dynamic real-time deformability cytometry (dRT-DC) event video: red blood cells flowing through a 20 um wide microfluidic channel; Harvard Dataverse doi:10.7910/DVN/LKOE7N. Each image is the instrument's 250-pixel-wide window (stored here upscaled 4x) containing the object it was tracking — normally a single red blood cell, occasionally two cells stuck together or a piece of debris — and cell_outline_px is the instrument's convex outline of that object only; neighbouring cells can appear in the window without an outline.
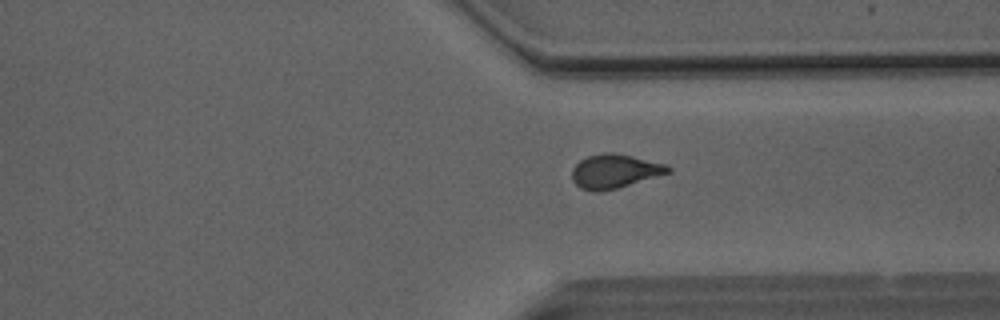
{"species": "Egyptian fruit bat (a non-hibernating species)", "species_latin": "Rousettus aegyptiacus", "temperature_condition": "room temperature", "stored_images_in_passage": 39, "camera_frame_rate_fps": 3000, "um_per_image_px": 0.085, "animal": {"sex": "male"}, "frame": {"image": 1, "passage_image": 27, "time_ms": 8.667, "image_size_px": [1000, 320], "cell_outline_px": [[672, 172], [616, 188], [596, 192], [580, 188], [572, 180], [572, 168], [580, 160], [588, 156], [600, 152], [608, 152], [632, 156], [668, 164], [672, 168]], "centroid_in_image_um": [52.26, 14.54], "position_along_channel_um": 359.1, "area_um2": 19.02}}
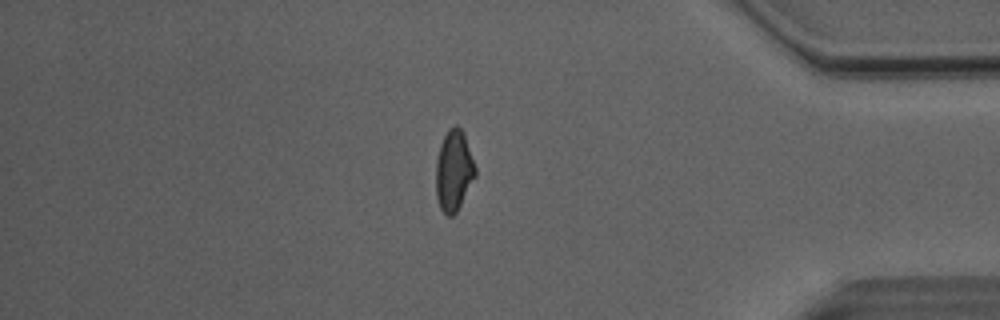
{"frame": {"image": 2, "passage_image": 32, "time_ms": 10.333, "image_size_px": [1000, 320], "cell_outline_px": [[476, 176], [456, 212], [452, 216], [448, 216], [440, 208], [436, 196], [436, 160], [440, 144], [448, 128], [456, 124], [464, 132], [476, 168]], "centroid_in_image_um": [38.57, 14.48], "position_along_channel_um": 396.6, "area_um2": 18.61}}
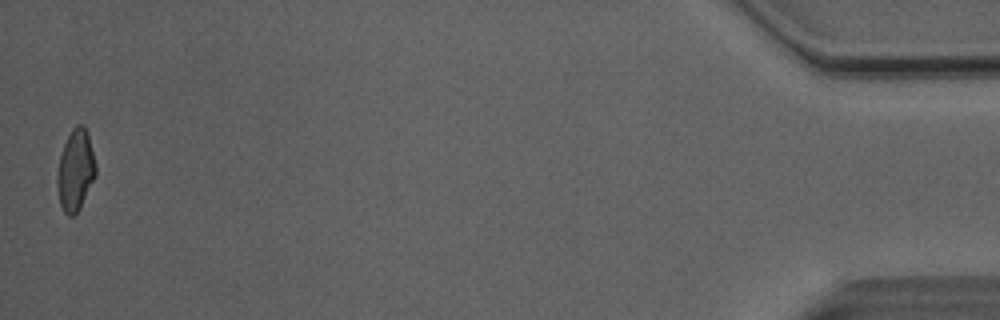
{"frame": {"image": 3, "passage_image": 39, "time_ms": 12.667, "image_size_px": [1000, 320], "cell_outline_px": [[96, 176], [80, 208], [72, 216], [68, 216], [64, 212], [60, 204], [56, 184], [56, 180], [60, 156], [64, 144], [72, 128], [76, 124], [84, 124], [88, 132], [96, 164]], "centroid_in_image_um": [6.43, 14.45], "position_along_channel_um": 428.8, "area_um2": 18.38}, "authors_computed_cell_mechanics": {"area_um2": 18.6116, "velocity_mm_per_s": 4.1014, "shape_relaxation_time_tau1_ms": null, "shape_relaxation_time_tau2_ms": 1.6441, "deformation_change_tau1": null, "deformation_change_tau2": 0.0653}}